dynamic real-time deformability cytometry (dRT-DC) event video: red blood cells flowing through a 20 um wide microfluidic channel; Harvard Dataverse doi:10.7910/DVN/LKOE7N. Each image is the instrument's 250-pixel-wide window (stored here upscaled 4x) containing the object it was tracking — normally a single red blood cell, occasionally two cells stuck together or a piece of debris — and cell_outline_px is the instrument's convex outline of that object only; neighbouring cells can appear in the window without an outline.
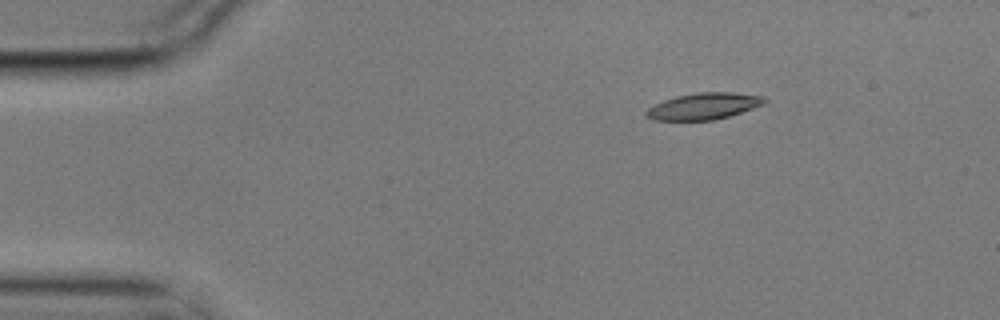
{"species": "common noctule bat (a hibernating species)", "species_latin": "Nyctalus noctula", "temperature_condition": "cold", "stored_images_in_passage": 4, "camera_frame_rate_fps": 3000, "um_per_image_px": 0.085, "animal": {"sex": "male", "body_mass_g": 17.9}, "frame": {"image": 1, "passage_image": 1, "time_ms": 0.0, "image_size_px": [1000, 320], "cell_outline_px": [[768, 100], [764, 104], [728, 116], [712, 120], [652, 120], [644, 116], [644, 112], [648, 108], [664, 100], [676, 96], [696, 92], [732, 92], [764, 96]], "centroid_in_image_um": [59.79, 9.02], "position_along_channel_um": 25.2, "area_um2": 18.26}}
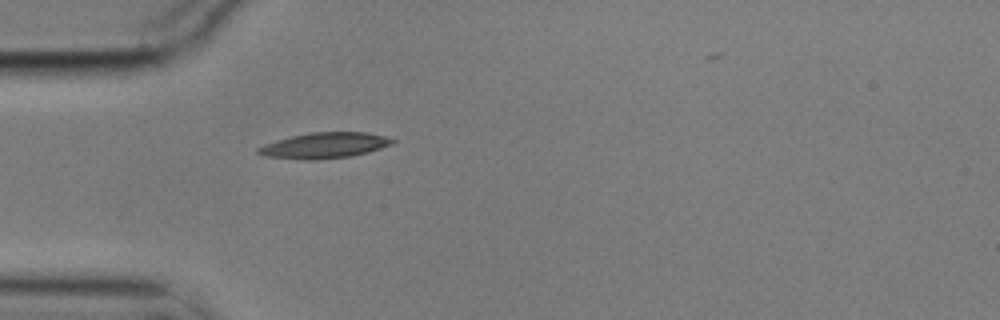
{"frame": {"image": 2, "passage_image": 3, "time_ms": 0.667, "image_size_px": [1000, 320], "cell_outline_px": [[396, 140], [392, 144], [368, 152], [352, 156], [312, 160], [308, 160], [264, 156], [256, 152], [256, 148], [292, 136], [312, 132], [364, 132], [384, 136]], "centroid_in_image_um": [27.6, 12.36], "position_along_channel_um": 57.4, "area_um2": 19.77}}